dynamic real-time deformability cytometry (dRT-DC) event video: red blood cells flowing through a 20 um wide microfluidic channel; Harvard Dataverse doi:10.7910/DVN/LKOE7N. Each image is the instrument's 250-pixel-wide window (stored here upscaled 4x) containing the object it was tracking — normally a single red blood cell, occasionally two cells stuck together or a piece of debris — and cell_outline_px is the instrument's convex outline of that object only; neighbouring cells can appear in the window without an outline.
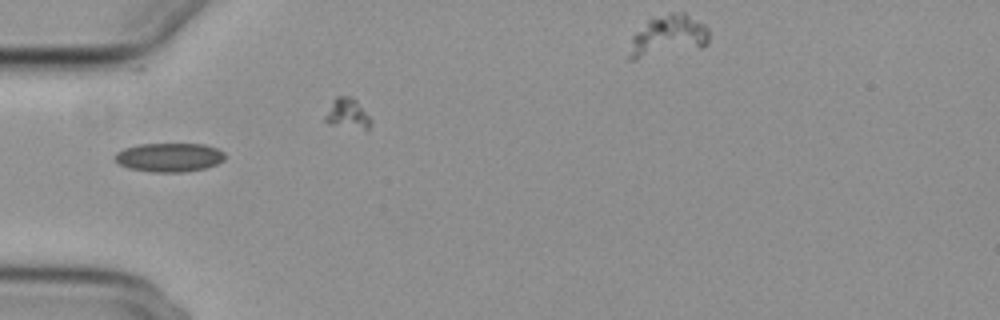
{"species": "common noctule bat (a hibernating species)", "species_latin": "Nyctalus noctula", "temperature_condition": "cold", "stored_images_in_passage": 27, "camera_frame_rate_fps": 3000, "um_per_image_px": 0.085, "animal": {"sex": "female", "body_mass_g": 29.2, "forearm_length_mm": 56.3}, "frame": {"image": 1, "passage_image": 1, "time_ms": 0.0, "image_size_px": [1000, 320], "cell_outline_px": [[224, 160], [216, 164], [204, 168], [184, 172], [152, 172], [128, 168], [120, 164], [112, 156], [116, 152], [124, 148], [140, 144], [204, 144], [216, 148], [224, 152]], "centroid_in_image_um": [14.36, 13.37], "position_along_channel_um": 70.6, "area_um2": 18.5}}